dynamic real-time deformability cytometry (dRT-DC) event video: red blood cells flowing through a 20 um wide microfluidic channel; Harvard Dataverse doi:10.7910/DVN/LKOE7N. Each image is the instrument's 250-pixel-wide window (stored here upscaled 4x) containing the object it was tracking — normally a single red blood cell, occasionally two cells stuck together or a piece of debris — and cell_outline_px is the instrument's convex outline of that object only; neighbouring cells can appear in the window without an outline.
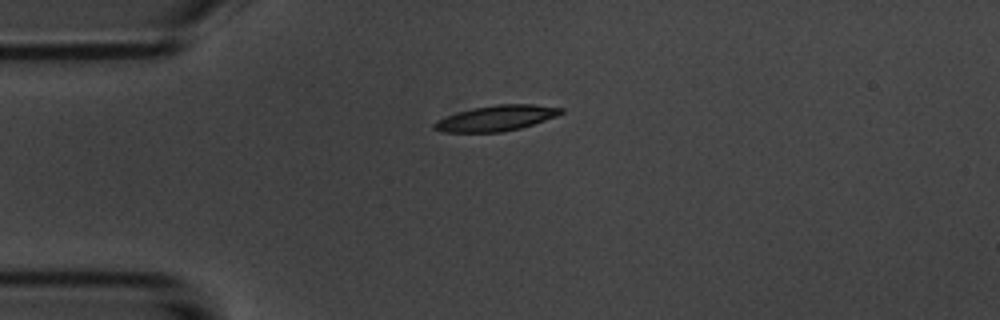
{"species": "common noctule bat (a hibernating species)", "species_latin": "Nyctalus noctula", "temperature_condition": "room temperature", "stored_images_in_passage": 10, "camera_frame_rate_fps": 3000, "um_per_image_px": 0.085, "animal": {"sex": "male", "body_mass_g": 20.1, "forearm_length_mm": 53.5}, "frame": {"image": 1, "passage_image": 4, "time_ms": 3.667, "image_size_px": [1000, 320], "cell_outline_px": [[564, 112], [556, 116], [520, 128], [500, 132], [444, 132], [432, 128], [432, 124], [436, 120], [472, 108], [496, 104], [532, 104], [564, 108]], "centroid_in_image_um": [42.18, 10.04], "position_along_channel_um": 42.8, "area_um2": 18.67}}
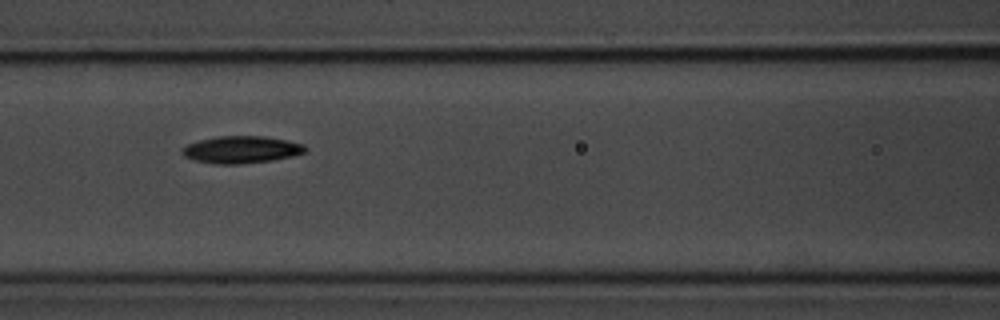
{"frame": {"image": 2, "passage_image": 7, "time_ms": 7.0, "image_size_px": [1000, 320], "cell_outline_px": [[308, 148], [304, 152], [292, 156], [272, 160], [236, 164], [212, 164], [192, 160], [184, 156], [180, 152], [180, 148], [188, 144], [200, 140], [216, 136], [264, 136], [288, 140], [304, 144]], "centroid_in_image_um": [20.48, 12.71], "position_along_channel_um": 146.1, "area_um2": 19.65}}